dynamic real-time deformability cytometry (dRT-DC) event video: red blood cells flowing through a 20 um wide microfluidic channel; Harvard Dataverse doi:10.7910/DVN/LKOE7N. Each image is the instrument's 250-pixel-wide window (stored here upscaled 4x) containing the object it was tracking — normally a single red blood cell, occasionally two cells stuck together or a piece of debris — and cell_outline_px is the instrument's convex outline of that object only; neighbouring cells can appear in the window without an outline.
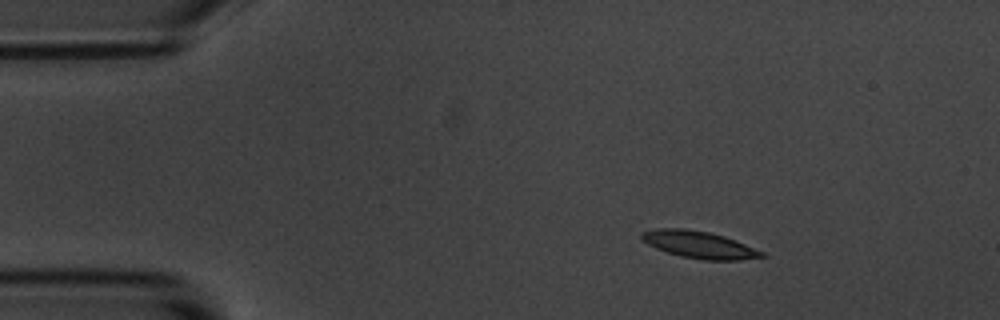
{"species": "common noctule bat (a hibernating species)", "species_latin": "Nyctalus noctula", "temperature_condition": "room temperature", "stored_images_in_passage": 5, "camera_frame_rate_fps": 3000, "um_per_image_px": 0.085, "animal": {"sex": "male", "body_mass_g": 20.1, "forearm_length_mm": 53.5}, "frame": {"image": 1, "passage_image": 2, "time_ms": 1.0, "image_size_px": [1000, 320], "cell_outline_px": [[768, 256], [740, 260], [704, 260], [680, 256], [656, 248], [648, 244], [640, 236], [640, 232], [656, 228], [684, 228], [708, 232], [724, 236], [736, 240], [764, 252]], "centroid_in_image_um": [59.44, 20.79], "position_along_channel_um": 25.6, "area_um2": 18.96}}
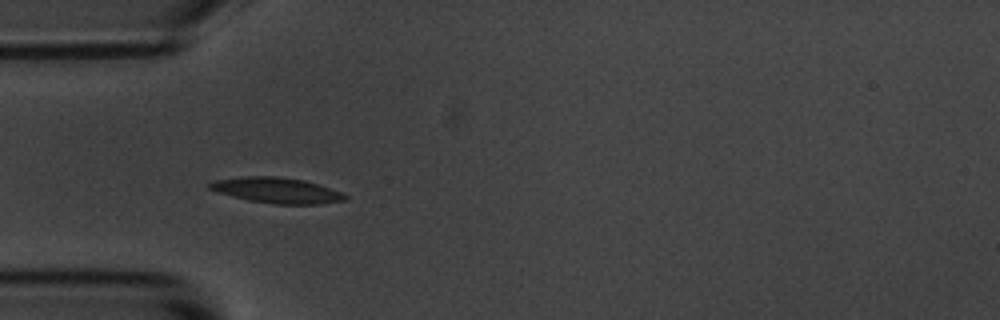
{"frame": {"image": 2, "passage_image": 4, "time_ms": 3.667, "image_size_px": [1000, 320], "cell_outline_px": [[348, 196], [344, 200], [320, 204], [276, 204], [248, 200], [216, 192], [208, 188], [208, 184], [216, 180], [244, 176], [276, 176], [304, 180], [340, 192]], "centroid_in_image_um": [23.48, 16.18], "position_along_channel_um": 61.5, "area_um2": 19.94}}